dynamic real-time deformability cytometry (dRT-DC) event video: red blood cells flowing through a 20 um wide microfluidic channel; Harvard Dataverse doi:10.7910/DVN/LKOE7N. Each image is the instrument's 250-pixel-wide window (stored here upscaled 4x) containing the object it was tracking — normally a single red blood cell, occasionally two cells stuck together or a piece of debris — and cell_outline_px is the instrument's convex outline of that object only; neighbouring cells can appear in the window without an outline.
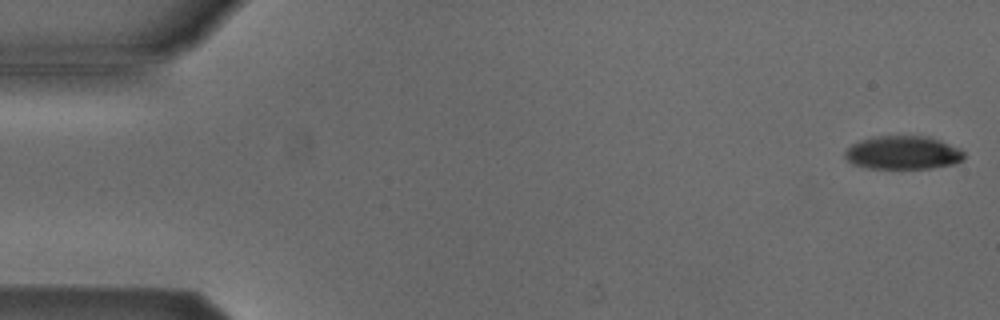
{"species": "Egyptian fruit bat (a non-hibernating species)", "species_latin": "Rousettus aegyptiacus", "temperature_condition": "cold", "stored_images_in_passage": 19, "camera_frame_rate_fps": 3000, "um_per_image_px": 0.085, "animal": {"sex": "male"}, "frame": {"image": 1, "passage_image": 1, "time_ms": 0.0, "image_size_px": [1000, 320], "cell_outline_px": [[964, 160], [956, 164], [932, 168], [868, 168], [852, 164], [844, 156], [844, 152], [852, 144], [860, 140], [880, 136], [928, 136], [940, 140], [960, 148], [964, 152]], "centroid_in_image_um": [76.78, 12.98], "position_along_channel_um": 8.2, "area_um2": 23.29}}
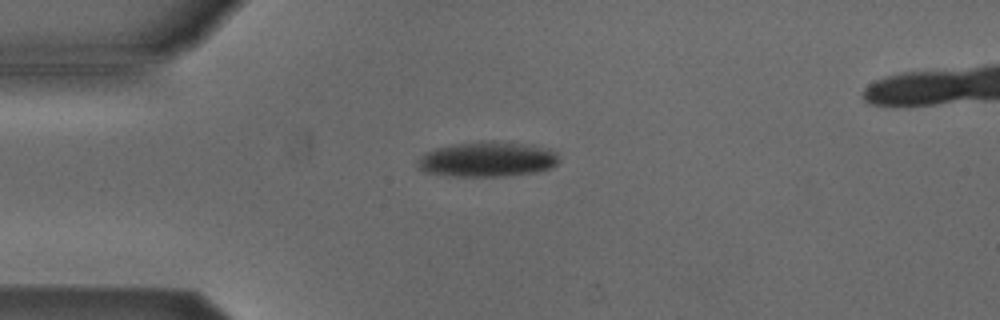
{"frame": {"image": 2, "passage_image": 13, "time_ms": 4.0, "image_size_px": [1000, 320], "cell_outline_px": [[560, 160], [556, 164], [548, 168], [536, 172], [504, 176], [444, 176], [424, 172], [416, 168], [416, 160], [424, 152], [436, 148], [456, 144], [492, 140], [532, 144], [548, 148], [556, 152]], "centroid_in_image_um": [41.38, 13.54], "position_along_channel_um": 43.6, "area_um2": 29.36}}